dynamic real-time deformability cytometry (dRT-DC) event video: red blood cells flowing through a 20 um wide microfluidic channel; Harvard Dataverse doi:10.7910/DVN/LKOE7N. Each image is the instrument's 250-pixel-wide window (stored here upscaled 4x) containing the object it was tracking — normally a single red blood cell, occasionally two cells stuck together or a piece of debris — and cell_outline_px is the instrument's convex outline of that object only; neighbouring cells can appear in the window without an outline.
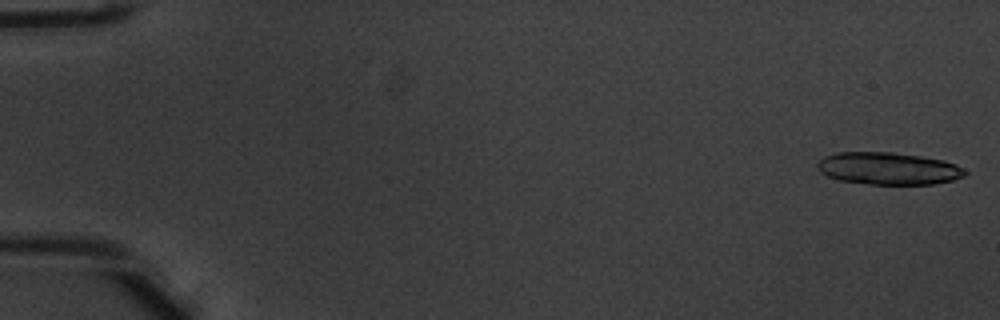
{"species": "common noctule bat (a hibernating species)", "species_latin": "Nyctalus noctula", "temperature_condition": "warm", "stored_images_in_passage": 20, "camera_frame_rate_fps": 3000, "um_per_image_px": 0.085, "animal": {"sex": "male", "body_mass_g": 20.1, "forearm_length_mm": 53.5}, "frame": {"image": 1, "passage_image": 1, "time_ms": 0.0, "image_size_px": [1000, 320], "cell_outline_px": [[968, 172], [964, 176], [952, 180], [932, 184], [868, 184], [840, 180], [828, 176], [820, 172], [816, 164], [824, 156], [836, 152], [892, 152], [920, 156], [944, 160], [956, 164], [964, 168]], "centroid_in_image_um": [75.51, 14.31], "position_along_channel_um": 9.5, "area_um2": 27.8}}